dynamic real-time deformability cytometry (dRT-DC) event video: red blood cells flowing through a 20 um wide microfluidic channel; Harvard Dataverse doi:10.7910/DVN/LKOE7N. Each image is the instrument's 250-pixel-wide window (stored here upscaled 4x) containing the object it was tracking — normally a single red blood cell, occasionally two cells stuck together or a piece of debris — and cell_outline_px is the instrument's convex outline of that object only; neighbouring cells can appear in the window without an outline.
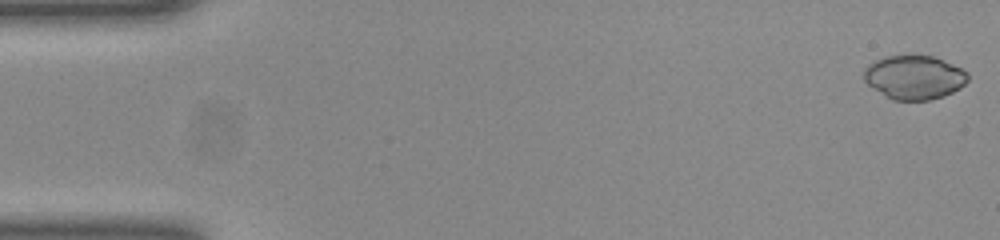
{"species": "common noctule bat (a hibernating species)", "species_latin": "Nyctalus noctula", "temperature_condition": "room temperature", "stored_images_in_passage": 13, "camera_frame_rate_fps": 3000, "um_per_image_px": 0.085, "animal": {"sex": "female", "body_mass_g": 23.0, "forearm_length_mm": 53.4}, "frame": {"image": 1, "passage_image": 1, "time_ms": 0.0, "image_size_px": [1000, 240], "cell_outline_px": [[968, 80], [960, 88], [944, 96], [928, 100], [892, 100], [872, 88], [864, 80], [864, 68], [868, 64], [884, 56], [912, 52], [932, 56], [952, 64], [968, 72]], "centroid_in_image_um": [77.68, 6.53], "position_along_channel_um": 7.3, "area_um2": 27.17}}